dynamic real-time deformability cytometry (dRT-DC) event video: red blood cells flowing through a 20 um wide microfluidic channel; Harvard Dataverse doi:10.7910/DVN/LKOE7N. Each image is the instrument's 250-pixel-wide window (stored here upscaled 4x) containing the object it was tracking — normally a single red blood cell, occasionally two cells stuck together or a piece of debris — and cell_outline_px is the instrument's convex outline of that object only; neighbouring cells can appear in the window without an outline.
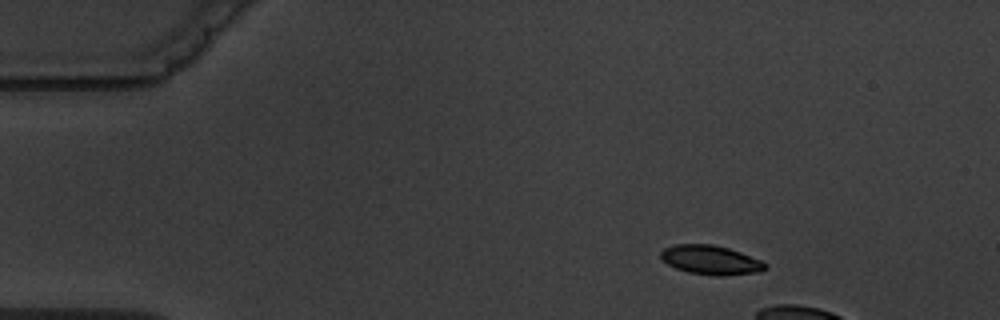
{"species": "common noctule bat (a hibernating species)", "species_latin": "Nyctalus noctula", "temperature_condition": "warm", "stored_images_in_passage": 6, "camera_frame_rate_fps": 3000, "um_per_image_px": 0.085, "animal": {"sex": "male", "body_mass_g": 19.5, "forearm_length_mm": 54.6}, "frame": {"image": 1, "passage_image": 2, "time_ms": 1.333, "image_size_px": [1000, 320], "cell_outline_px": [[768, 268], [760, 272], [724, 276], [716, 276], [688, 272], [676, 268], [668, 264], [660, 256], [660, 252], [664, 248], [676, 244], [712, 244], [728, 248], [740, 252], [760, 260], [768, 264]], "centroid_in_image_um": [60.44, 22.1], "position_along_channel_um": 24.6, "area_um2": 17.8}}
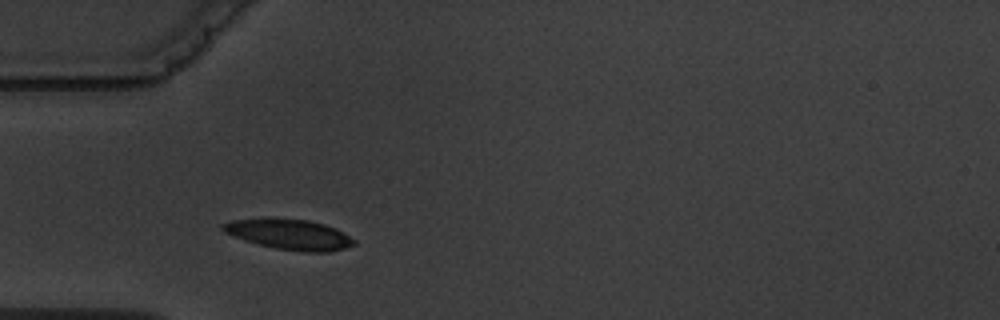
{"frame": {"image": 2, "passage_image": 5, "time_ms": 5.667, "image_size_px": [1000, 320], "cell_outline_px": [[356, 244], [344, 248], [328, 252], [304, 252], [276, 248], [244, 240], [224, 232], [220, 228], [220, 224], [232, 220], [268, 216], [308, 220], [324, 224], [336, 228], [344, 232], [356, 240]], "centroid_in_image_um": [24.58, 19.89], "position_along_channel_um": 60.4, "area_um2": 23.7}}
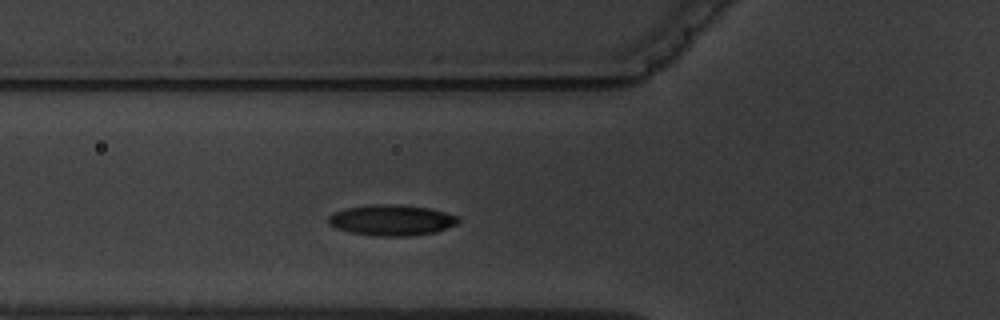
{"frame": {"image": 3, "passage_image": 6, "time_ms": 6.667, "image_size_px": [1000, 320], "cell_outline_px": [[460, 220], [456, 224], [436, 232], [408, 236], [376, 236], [352, 232], [336, 228], [328, 224], [328, 216], [332, 212], [348, 208], [368, 204], [400, 204], [432, 208], [456, 216]], "centroid_in_image_um": [33.27, 18.7], "position_along_channel_um": 92.5, "area_um2": 23.41}}